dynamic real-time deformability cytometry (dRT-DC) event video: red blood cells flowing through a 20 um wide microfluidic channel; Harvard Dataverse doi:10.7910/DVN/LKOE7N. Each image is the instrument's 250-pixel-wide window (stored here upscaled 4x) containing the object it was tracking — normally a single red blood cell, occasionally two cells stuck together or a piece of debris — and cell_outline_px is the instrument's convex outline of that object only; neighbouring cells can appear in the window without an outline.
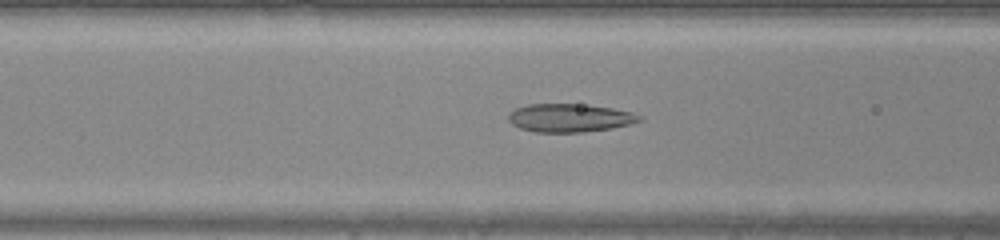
{"species": "common noctule bat (a hibernating species)", "species_latin": "Nyctalus noctula", "temperature_condition": "warm", "stored_images_in_passage": 45, "camera_frame_rate_fps": 3000, "um_per_image_px": 0.085, "animal": {"sex": "male", "body_mass_g": 20.0, "forearm_length_mm": 53.3}, "frame": {"image": 1, "passage_image": 19, "time_ms": 6.0, "image_size_px": [1000, 240], "cell_outline_px": [[644, 120], [612, 128], [584, 132], [536, 132], [520, 128], [512, 124], [508, 120], [508, 112], [516, 108], [528, 104], [580, 104], [612, 108], [632, 112], [644, 116]], "centroid_in_image_um": [48.43, 10.02], "position_along_channel_um": 118.2, "area_um2": 21.68}}
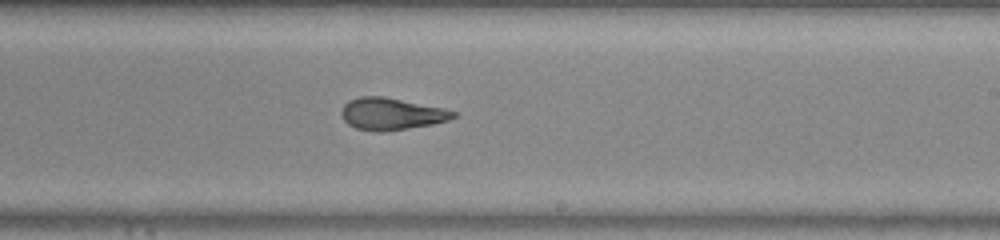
{"frame": {"image": 2, "passage_image": 28, "time_ms": 9.0, "image_size_px": [1000, 240], "cell_outline_px": [[456, 116], [448, 120], [432, 124], [408, 128], [380, 132], [376, 132], [356, 128], [348, 124], [340, 116], [340, 112], [344, 104], [348, 100], [360, 96], [384, 96], [444, 108], [456, 112]], "centroid_in_image_um": [33.23, 9.67], "position_along_channel_um": 255.8, "area_um2": 20.92}}
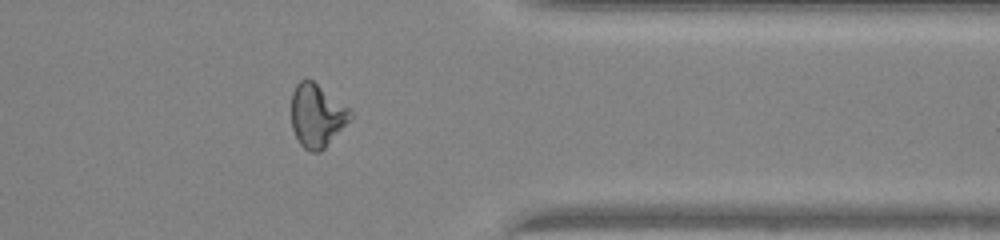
{"frame": {"image": 3, "passage_image": 37, "time_ms": 12.0, "image_size_px": [1000, 240], "cell_outline_px": [[352, 116], [324, 148], [320, 152], [312, 152], [304, 148], [300, 144], [292, 128], [292, 92], [296, 84], [300, 80], [312, 80], [348, 108], [352, 112]], "centroid_in_image_um": [26.9, 9.82], "position_along_channel_um": 384.5, "area_um2": 21.1}}